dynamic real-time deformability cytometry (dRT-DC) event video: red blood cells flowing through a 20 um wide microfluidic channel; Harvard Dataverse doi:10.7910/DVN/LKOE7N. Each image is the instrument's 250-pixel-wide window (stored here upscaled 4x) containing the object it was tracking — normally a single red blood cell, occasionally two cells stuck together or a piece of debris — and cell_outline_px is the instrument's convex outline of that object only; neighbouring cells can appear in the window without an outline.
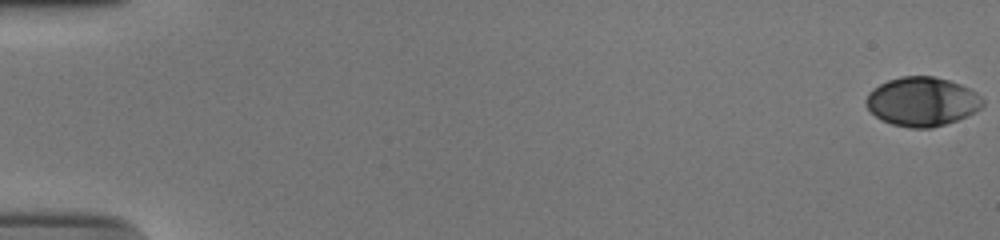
{"species": "human", "species_latin": "Homo sapiens", "temperature_condition": "cold", "stored_images_in_passage": 56, "camera_frame_rate_fps": 3000, "um_per_image_px": 0.085, "donor": {"sex": "male"}, "frame": {"image": 1, "passage_image": 1, "time_ms": 0.0, "image_size_px": [1000, 240], "cell_outline_px": [[984, 104], [976, 112], [968, 116], [932, 128], [912, 128], [892, 124], [876, 116], [864, 104], [864, 100], [868, 92], [872, 88], [888, 80], [900, 76], [932, 76], [948, 80], [960, 84], [976, 92], [984, 100]], "centroid_in_image_um": [78.37, 8.63], "position_along_channel_um": 6.6, "area_um2": 33.41}}
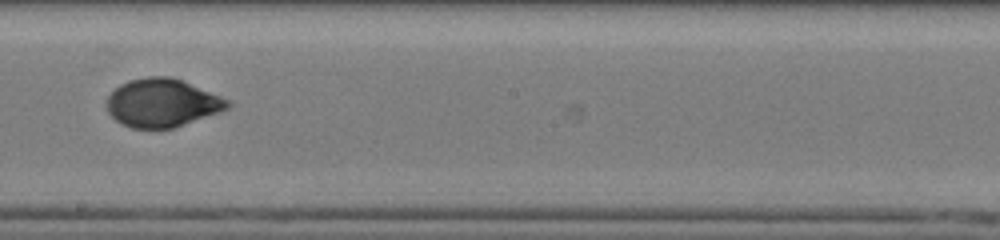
{"frame": {"image": 2, "passage_image": 34, "time_ms": 11.0, "image_size_px": [1000, 240], "cell_outline_px": [[232, 104], [228, 108], [220, 112], [172, 128], [132, 128], [120, 124], [108, 112], [108, 96], [120, 84], [128, 80], [148, 76], [172, 76], [220, 96], [228, 100]], "centroid_in_image_um": [13.78, 8.74], "position_along_channel_um": 234.4, "area_um2": 33.76}}
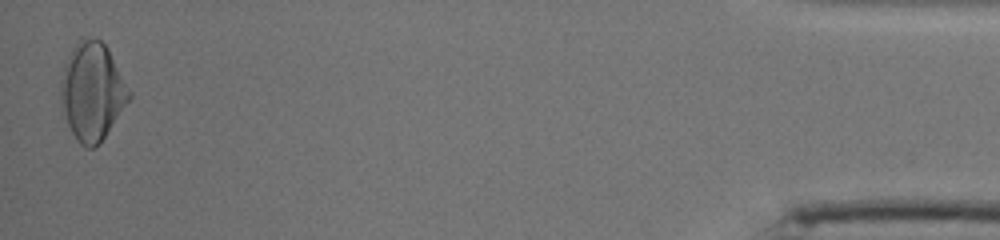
{"frame": {"image": 3, "passage_image": 56, "time_ms": 18.333, "image_size_px": [1000, 240], "cell_outline_px": [[132, 96], [104, 136], [92, 148], [88, 148], [80, 144], [76, 140], [60, 112], [60, 84], [64, 64], [76, 40], [100, 40], [108, 48], [132, 92]], "centroid_in_image_um": [7.8, 7.78], "position_along_channel_um": 427.4, "area_um2": 38.9}, "authors_computed_cell_mechanics": {"area_um2": 33.7841, "velocity_mm_per_s": 3.7385, "shape_relaxation_time_tau1_ms": 5.2223, "shape_relaxation_time_tau2_ms": 0.9512, "deformation_change_tau1": 0.1803, "deformation_change_tau2": 0.0386}}